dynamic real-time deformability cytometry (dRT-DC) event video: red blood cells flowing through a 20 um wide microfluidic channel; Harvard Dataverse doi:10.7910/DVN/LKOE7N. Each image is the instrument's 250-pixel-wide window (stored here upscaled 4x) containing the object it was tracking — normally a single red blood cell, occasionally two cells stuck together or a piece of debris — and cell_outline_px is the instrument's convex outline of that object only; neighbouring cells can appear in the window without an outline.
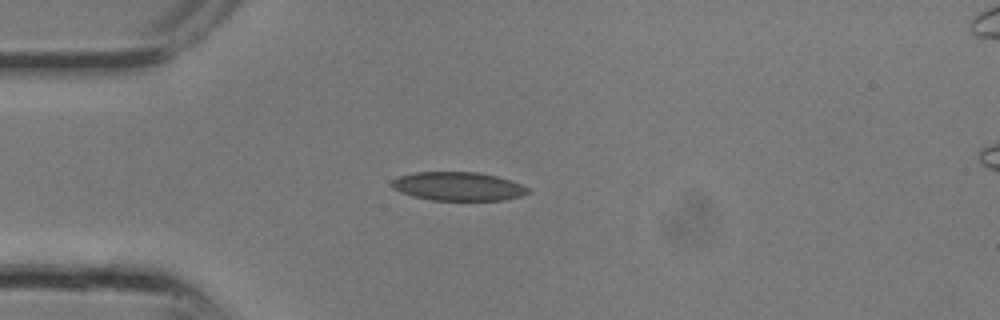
{"species": "common noctule bat (a hibernating species)", "species_latin": "Nyctalus noctula", "temperature_condition": "room temperature", "stored_images_in_passage": 7, "camera_frame_rate_fps": 3000, "um_per_image_px": 0.085, "animal": {"sex": "male", "body_mass_g": 13.3}, "frame": {"image": 1, "passage_image": 6, "time_ms": 1.667, "image_size_px": [1000, 320], "cell_outline_px": [[532, 192], [520, 196], [504, 200], [432, 200], [412, 196], [400, 192], [392, 188], [392, 180], [400, 176], [412, 172], [476, 172], [496, 176], [512, 180], [528, 188]], "centroid_in_image_um": [38.94, 15.84], "position_along_channel_um": 46.1, "area_um2": 22.77}}